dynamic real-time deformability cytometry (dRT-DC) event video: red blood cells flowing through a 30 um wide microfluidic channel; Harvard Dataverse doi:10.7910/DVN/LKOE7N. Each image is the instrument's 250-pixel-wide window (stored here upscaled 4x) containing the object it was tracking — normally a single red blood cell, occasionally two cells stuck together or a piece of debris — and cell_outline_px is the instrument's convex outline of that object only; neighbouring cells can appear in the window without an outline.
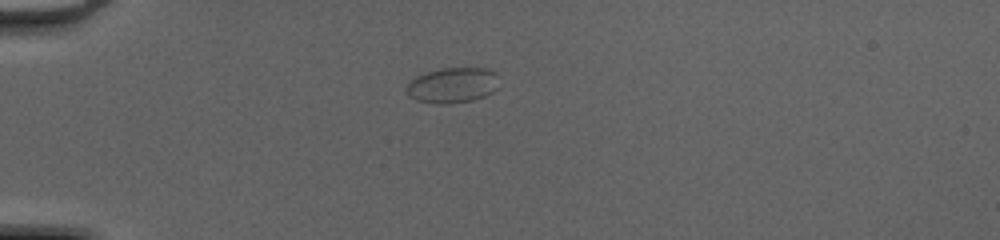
{"species": "common noctule bat (a hibernating species)", "species_latin": "Nyctalus noctula", "temperature_condition": "cold", "stored_images_in_passage": 36, "camera_frame_rate_fps": 3000, "um_per_image_px": 0.085, "animal": {"sex": "female", "body_mass_g": 20.0, "forearm_length_mm": 54.0}, "frame": {"image": 1, "passage_image": 1, "time_ms": 0.0, "image_size_px": [1000, 240], "cell_outline_px": [[496, 88], [492, 92], [484, 96], [472, 100], [452, 104], [440, 104], [416, 100], [408, 96], [404, 92], [408, 84], [416, 76], [440, 68], [484, 68], [496, 72]], "centroid_in_image_um": [38.42, 7.25], "position_along_channel_um": 46.6, "area_um2": 19.02}}
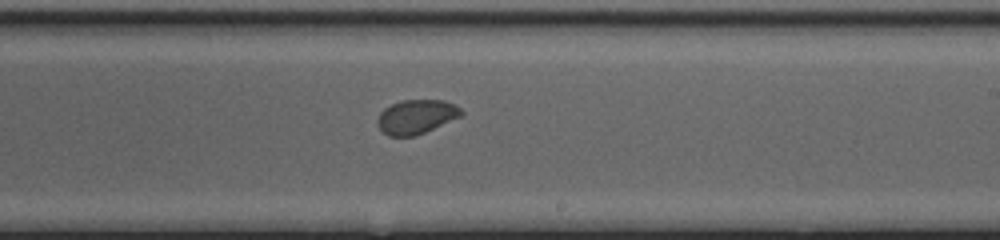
{"frame": {"image": 2, "passage_image": 18, "time_ms": 5.667, "image_size_px": [1000, 240], "cell_outline_px": [[464, 112], [460, 116], [416, 136], [388, 136], [376, 124], [376, 120], [380, 112], [384, 108], [392, 104], [404, 100], [444, 100], [460, 108]], "centroid_in_image_um": [35.35, 9.92], "position_along_channel_um": 253.7, "area_um2": 16.53}}
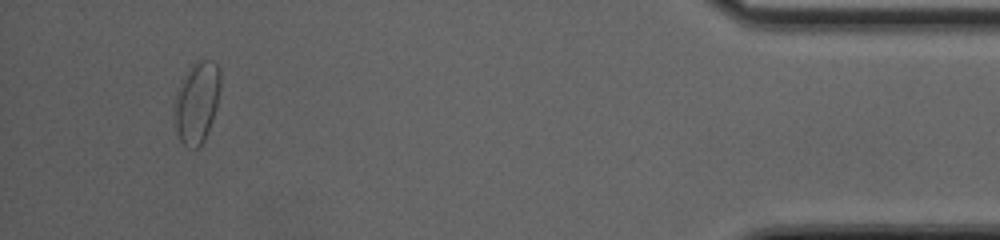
{"frame": {"image": 3, "passage_image": 34, "time_ms": 11.0, "image_size_px": [1000, 240], "cell_outline_px": [[220, 88], [216, 108], [212, 120], [204, 140], [196, 148], [188, 148], [180, 140], [176, 128], [176, 96], [184, 76], [192, 64], [196, 60], [212, 60], [220, 68]], "centroid_in_image_um": [16.77, 8.67], "position_along_channel_um": 418.4, "area_um2": 21.27}}